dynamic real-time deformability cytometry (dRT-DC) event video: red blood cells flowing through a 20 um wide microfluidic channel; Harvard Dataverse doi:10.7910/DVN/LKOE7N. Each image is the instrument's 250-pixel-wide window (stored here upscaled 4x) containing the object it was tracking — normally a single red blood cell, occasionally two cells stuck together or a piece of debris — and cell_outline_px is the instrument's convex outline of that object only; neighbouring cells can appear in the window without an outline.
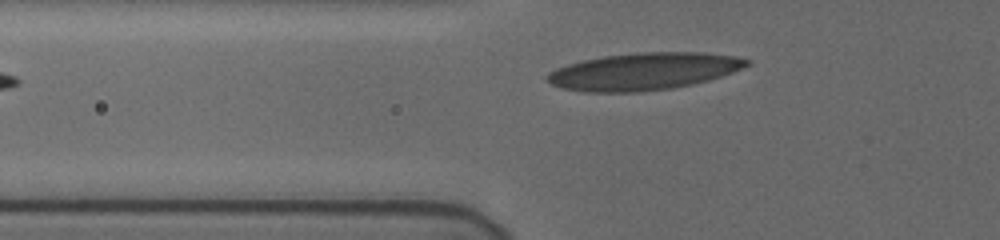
{"species": "human", "species_latin": "Homo sapiens", "temperature_condition": "cold", "stored_images_in_passage": 30, "camera_frame_rate_fps": 3000, "um_per_image_px": 0.085, "donor": {"sex": "female"}, "frame": {"image": 1, "passage_image": 2, "time_ms": 0.333, "image_size_px": [1000, 240], "cell_outline_px": [[752, 60], [748, 64], [732, 72], [708, 80], [692, 84], [672, 88], [640, 92], [584, 92], [564, 88], [552, 84], [544, 76], [548, 72], [556, 68], [580, 60], [604, 56], [636, 52], [704, 52], [736, 56]], "centroid_in_image_um": [54.69, 6.06], "position_along_channel_um": 71.1, "area_um2": 43.29}}
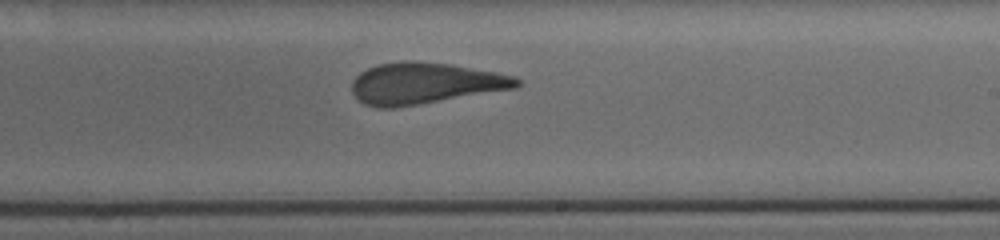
{"frame": {"image": 2, "passage_image": 17, "time_ms": 5.333, "image_size_px": [1000, 240], "cell_outline_px": [[520, 84], [516, 88], [396, 108], [376, 108], [364, 104], [352, 92], [352, 80], [360, 72], [376, 64], [404, 60], [452, 64], [496, 72], [516, 76], [520, 80]], "centroid_in_image_um": [36.1, 7.08], "position_along_channel_um": 252.9, "area_um2": 39.88}}
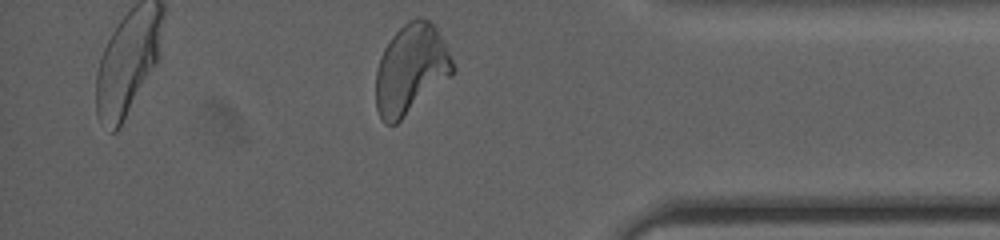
{"frame": {"image": 3, "passage_image": 30, "time_ms": 9.667, "image_size_px": [1000, 240], "cell_outline_px": [[456, 68], [452, 76], [396, 124], [384, 124], [380, 120], [376, 108], [376, 72], [380, 56], [384, 48], [392, 36], [408, 20], [416, 16], [420, 16], [428, 20], [436, 28]], "centroid_in_image_um": [34.91, 5.9], "position_along_channel_um": 400.3, "area_um2": 40.23}, "authors_computed_cell_mechanics": {"area_um2": 39.8531, "velocity_mm_per_s": 3.75, "shape_relaxation_time_tau1_ms": null, "shape_relaxation_time_tau2_ms": 1.515, "deformation_change_tau1": null, "deformation_change_tau2": 0.0926}}